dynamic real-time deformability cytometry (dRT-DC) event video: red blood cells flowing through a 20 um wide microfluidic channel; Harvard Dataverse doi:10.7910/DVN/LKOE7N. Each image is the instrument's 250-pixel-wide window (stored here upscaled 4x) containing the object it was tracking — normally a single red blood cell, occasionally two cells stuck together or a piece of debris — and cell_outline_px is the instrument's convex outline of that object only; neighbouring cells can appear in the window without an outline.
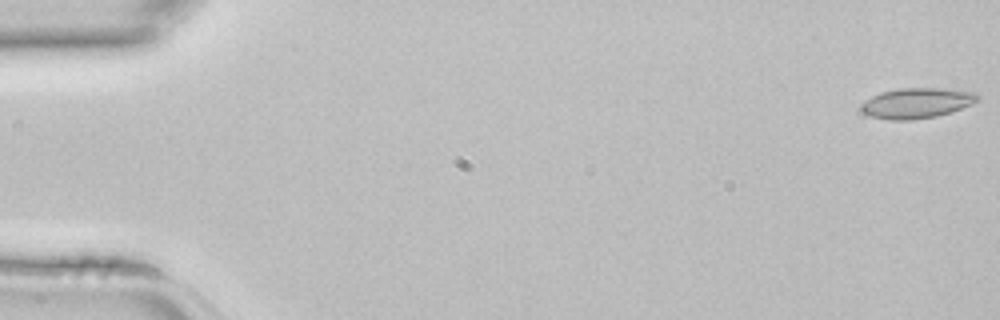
{"species": "common noctule bat (a hibernating species)", "species_latin": "Nyctalus noctula", "temperature_condition": "room temperature", "stored_images_in_passage": 45, "camera_frame_rate_fps": 3000, "um_per_image_px": 0.085, "animal": {"sex": "female", "body_mass_g": 22.7, "forearm_length_mm": 54.2}, "frame": {"image": 1, "passage_image": 1, "time_ms": 0.0, "image_size_px": [1000, 320], "cell_outline_px": [[980, 100], [972, 104], [936, 116], [912, 120], [888, 120], [872, 116], [860, 112], [860, 104], [864, 100], [880, 92], [900, 88], [944, 88], [976, 92], [980, 96]], "centroid_in_image_um": [77.9, 8.75], "position_along_channel_um": 7.1, "area_um2": 20.75}}
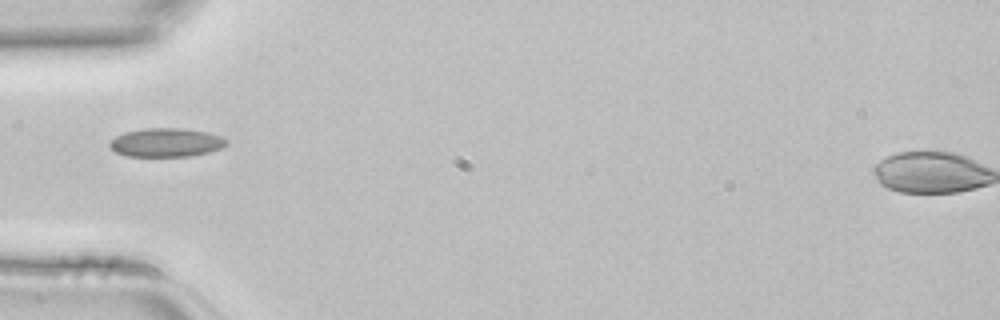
{"frame": {"image": 2, "passage_image": 15, "time_ms": 4.667, "image_size_px": [1000, 320], "cell_outline_px": [[228, 144], [220, 148], [208, 152], [192, 156], [128, 156], [116, 152], [108, 144], [116, 136], [124, 132], [144, 128], [184, 128], [208, 132], [220, 136], [228, 140]], "centroid_in_image_um": [14.14, 12.1], "position_along_channel_um": 70.9, "area_um2": 19.54}}
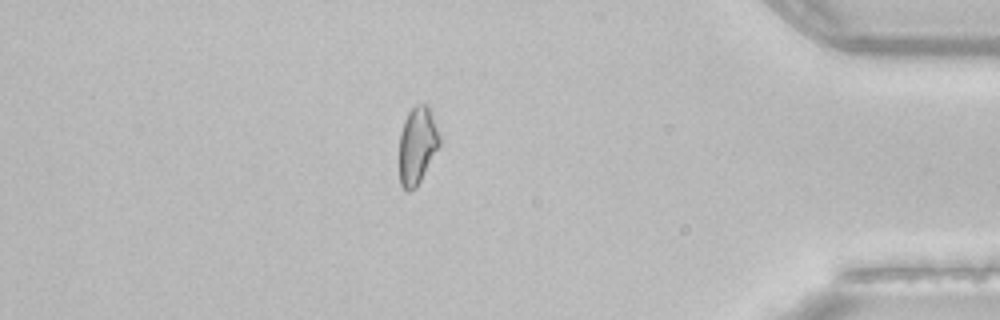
{"frame": {"image": 3, "passage_image": 39, "time_ms": 12.667, "image_size_px": [1000, 320], "cell_outline_px": [[440, 144], [416, 188], [408, 192], [400, 184], [400, 132], [404, 120], [408, 112], [416, 104], [428, 104], [440, 136]], "centroid_in_image_um": [35.46, 12.34], "position_along_channel_um": 399.7, "area_um2": 17.98}}